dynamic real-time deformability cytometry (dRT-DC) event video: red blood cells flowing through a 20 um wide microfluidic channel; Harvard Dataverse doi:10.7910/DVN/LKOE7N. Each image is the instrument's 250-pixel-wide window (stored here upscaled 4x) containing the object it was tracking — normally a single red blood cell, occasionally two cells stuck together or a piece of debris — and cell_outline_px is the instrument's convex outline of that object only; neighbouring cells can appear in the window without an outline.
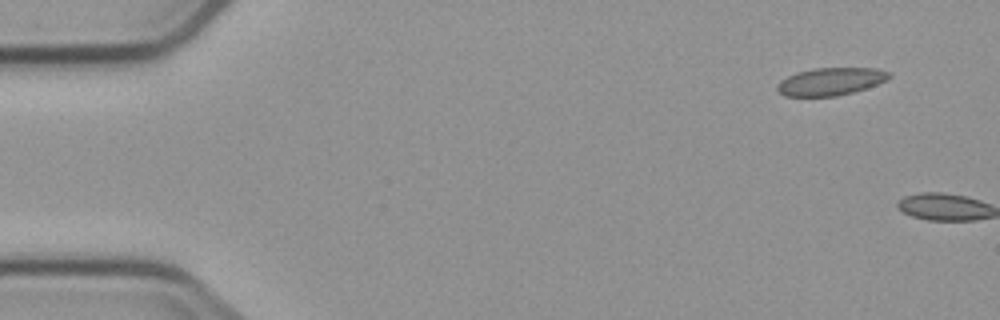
{"species": "common noctule bat (a hibernating species)", "species_latin": "Nyctalus noctula", "temperature_condition": "cold", "stored_images_in_passage": 2, "camera_frame_rate_fps": 3000, "um_per_image_px": 0.085, "animal": {"sex": "male", "body_mass_g": 23.1, "forearm_length_mm": 52.7}, "frame": {"image": 1, "passage_image": 1, "time_ms": 0.0, "image_size_px": [1000, 320], "cell_outline_px": [[892, 76], [888, 80], [852, 92], [836, 96], [784, 96], [776, 88], [776, 84], [780, 80], [796, 72], [816, 68], [876, 68], [892, 72]], "centroid_in_image_um": [70.61, 6.92], "position_along_channel_um": 14.4, "area_um2": 18.03}}